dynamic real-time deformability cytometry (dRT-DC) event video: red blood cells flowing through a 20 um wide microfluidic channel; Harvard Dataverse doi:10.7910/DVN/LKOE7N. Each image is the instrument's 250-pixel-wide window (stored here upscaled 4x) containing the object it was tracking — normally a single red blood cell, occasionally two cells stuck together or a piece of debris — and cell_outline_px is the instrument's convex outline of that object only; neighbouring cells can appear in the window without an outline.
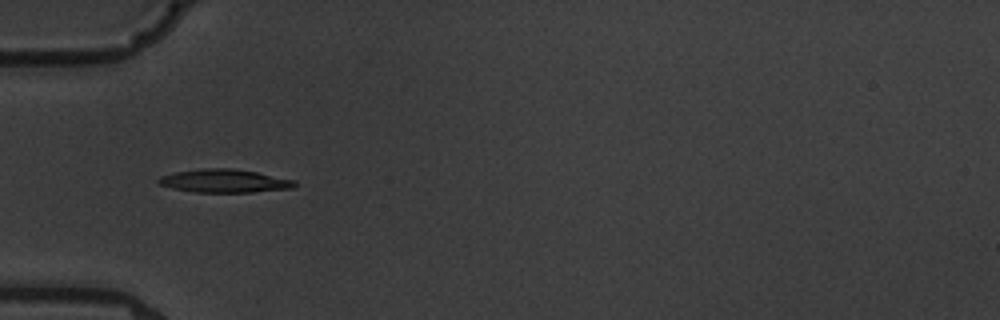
{"species": "common noctule bat (a hibernating species)", "species_latin": "Nyctalus noctula", "temperature_condition": "warm", "stored_images_in_passage": 6, "camera_frame_rate_fps": 3000, "um_per_image_px": 0.085, "animal": {"sex": "male", "body_mass_g": 19.5, "forearm_length_mm": 54.6}, "frame": {"image": 1, "passage_image": 5, "time_ms": 4.667, "image_size_px": [1000, 320], "cell_outline_px": [[296, 184], [292, 188], [252, 192], [192, 192], [172, 188], [160, 184], [156, 180], [160, 176], [176, 172], [204, 168], [232, 168], [256, 172], [296, 180]], "centroid_in_image_um": [19.07, 15.38], "position_along_channel_um": 65.9, "area_um2": 18.38}}
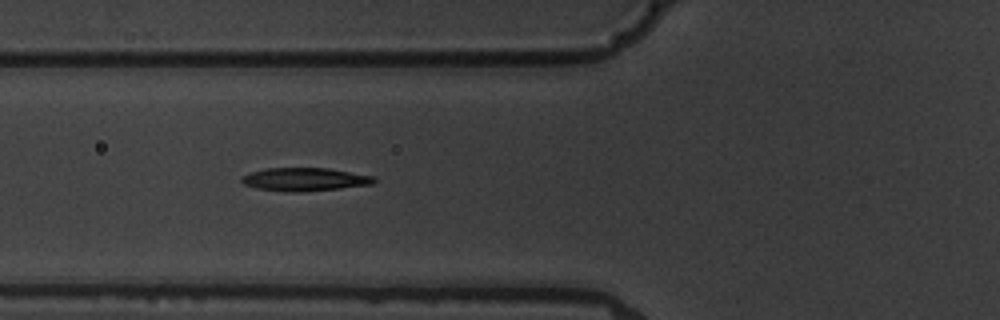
{"frame": {"image": 2, "passage_image": 6, "time_ms": 5.667, "image_size_px": [1000, 320], "cell_outline_px": [[376, 180], [372, 184], [340, 188], [292, 192], [256, 188], [244, 184], [240, 180], [240, 176], [264, 168], [328, 168], [376, 176]], "centroid_in_image_um": [25.9, 15.23], "position_along_channel_um": 99.9, "area_um2": 17.8}}